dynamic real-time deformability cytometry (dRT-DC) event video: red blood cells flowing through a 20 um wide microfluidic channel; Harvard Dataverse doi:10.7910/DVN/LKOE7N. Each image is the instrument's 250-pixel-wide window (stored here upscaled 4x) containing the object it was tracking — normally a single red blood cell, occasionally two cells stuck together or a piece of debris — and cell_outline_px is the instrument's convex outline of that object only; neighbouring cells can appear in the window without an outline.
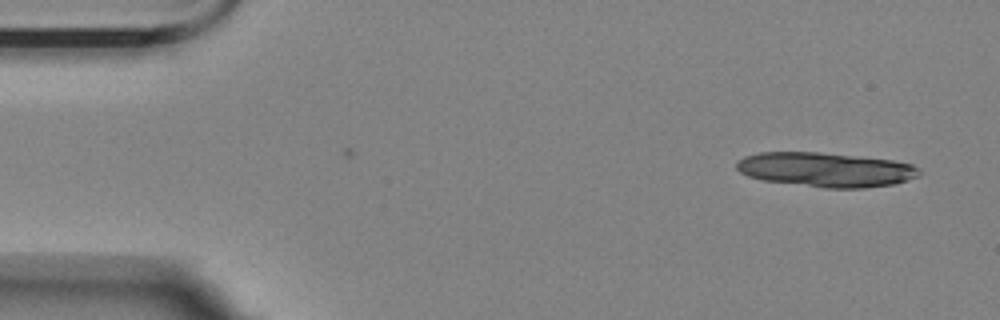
{"species": "Egyptian fruit bat (a non-hibernating species)", "species_latin": "Rousettus aegyptiacus", "temperature_condition": "room temperature", "stored_images_in_passage": 12, "camera_frame_rate_fps": 3000, "um_per_image_px": 0.085, "animal": {"sex": "female"}, "frame": {"image": 1, "passage_image": 1, "time_ms": 0.0, "image_size_px": [1000, 320], "cell_outline_px": [[920, 176], [892, 184], [864, 188], [824, 188], [764, 180], [748, 176], [740, 172], [736, 168], [736, 160], [744, 156], [760, 152], [820, 152], [892, 160], [912, 164], [920, 168]], "centroid_in_image_um": [70.17, 14.41], "position_along_channel_um": 14.8, "area_um2": 36.7}}